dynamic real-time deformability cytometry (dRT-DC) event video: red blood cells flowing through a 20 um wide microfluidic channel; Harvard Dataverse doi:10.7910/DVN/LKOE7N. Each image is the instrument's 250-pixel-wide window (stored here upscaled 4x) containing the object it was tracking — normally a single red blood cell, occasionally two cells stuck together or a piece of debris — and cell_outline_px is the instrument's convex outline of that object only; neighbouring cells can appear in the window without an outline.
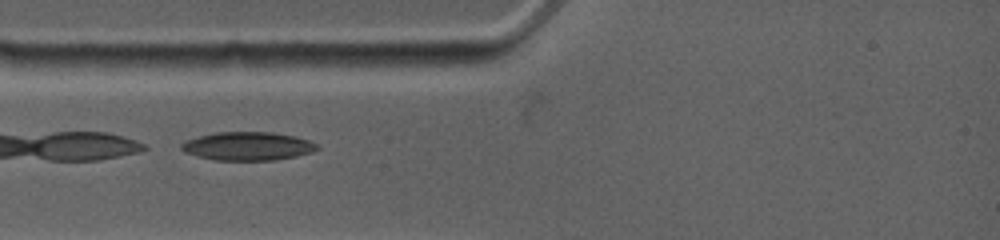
{"species": "common noctule bat (a hibernating species)", "species_latin": "Nyctalus noctula", "temperature_condition": "warm", "stored_images_in_passage": 11, "camera_frame_rate_fps": 4500, "um_per_image_px": 0.085, "animal": {"sex": "female", "body_mass_g": 19.0, "forearm_length_mm": 53.3}, "frame": {"image": 1, "passage_image": 2, "time_ms": 0.667, "image_size_px": [1000, 240], "cell_outline_px": [[320, 148], [312, 152], [296, 156], [272, 160], [216, 160], [196, 156], [184, 152], [180, 148], [180, 144], [184, 140], [216, 132], [272, 132], [296, 136], [308, 140], [316, 144]], "centroid_in_image_um": [21.03, 12.42], "position_along_channel_um": 64.0, "area_um2": 22.54}}
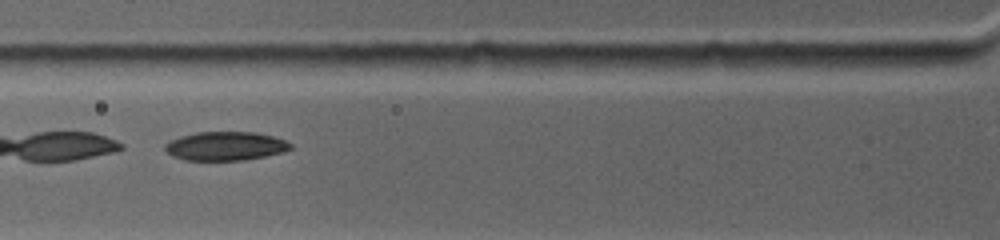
{"frame": {"image": 2, "passage_image": 4, "time_ms": 1.778, "image_size_px": [1000, 240], "cell_outline_px": [[292, 148], [284, 152], [244, 160], [184, 160], [172, 156], [164, 148], [164, 144], [168, 140], [180, 136], [196, 132], [256, 132], [272, 136], [284, 140], [292, 144]], "centroid_in_image_um": [19.14, 12.41], "position_along_channel_um": 106.7, "area_um2": 21.15}}
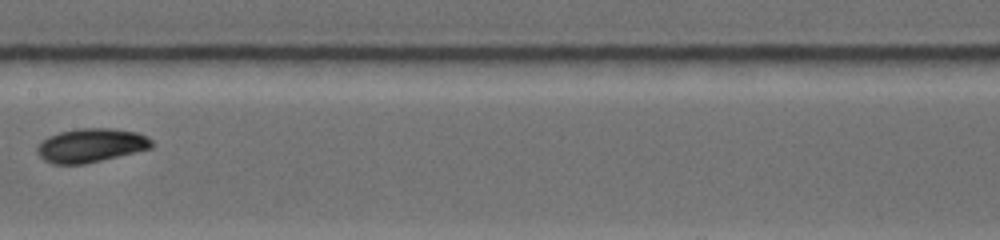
{"frame": {"image": 3, "passage_image": 8, "time_ms": 4.222, "image_size_px": [1000, 240], "cell_outline_px": [[156, 144], [152, 148], [84, 164], [52, 164], [44, 160], [36, 152], [36, 148], [48, 136], [60, 132], [76, 128], [112, 128], [136, 132], [148, 136]], "centroid_in_image_um": [7.75, 12.35], "position_along_channel_um": 199.6, "area_um2": 22.66}}